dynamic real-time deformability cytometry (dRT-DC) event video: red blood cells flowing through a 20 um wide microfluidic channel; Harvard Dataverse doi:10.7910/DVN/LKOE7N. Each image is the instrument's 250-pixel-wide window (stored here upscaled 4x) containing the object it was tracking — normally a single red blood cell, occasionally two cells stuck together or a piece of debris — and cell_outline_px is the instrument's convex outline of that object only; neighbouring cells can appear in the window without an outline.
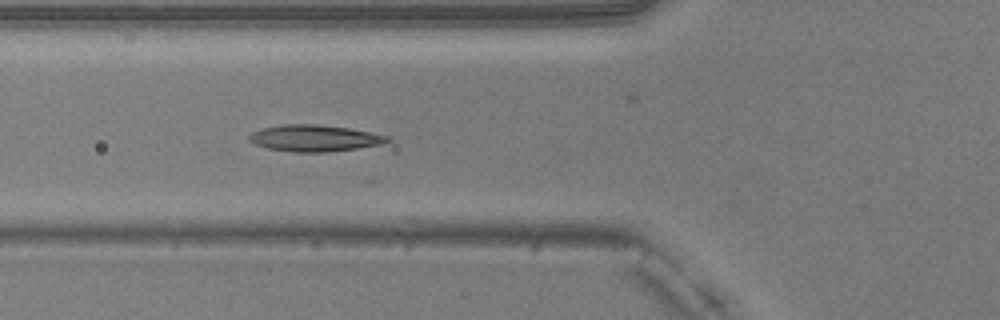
{"species": "common noctule bat (a hibernating species)", "species_latin": "Nyctalus noctula", "temperature_condition": "warm", "stored_images_in_passage": 12, "camera_frame_rate_fps": 3000, "um_per_image_px": 0.085, "animal": {"sex": "male", "body_mass_g": 20.5, "forearm_length_mm": 52.5}, "frame": {"image": 1, "passage_image": 2, "time_ms": 0.333, "image_size_px": [1000, 320], "cell_outline_px": [[392, 140], [380, 144], [356, 148], [328, 152], [292, 152], [268, 148], [256, 144], [248, 140], [248, 136], [252, 132], [264, 128], [284, 124], [316, 124], [348, 128], [388, 136]], "centroid_in_image_um": [26.71, 11.74], "position_along_channel_um": 99.1, "area_um2": 21.1}}
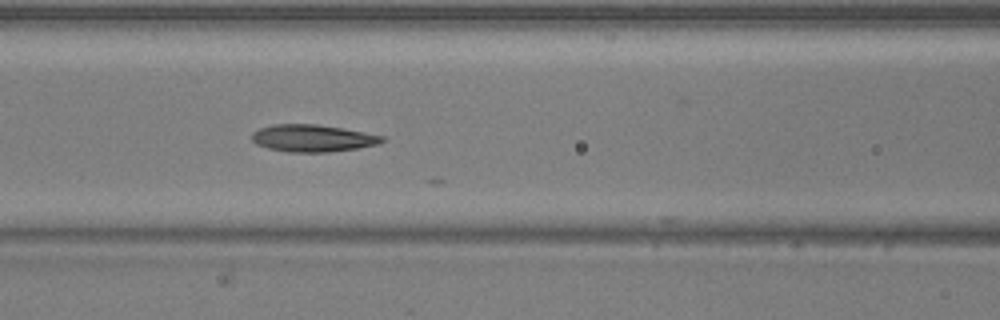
{"frame": {"image": 2, "passage_image": 5, "time_ms": 1.333, "image_size_px": [1000, 320], "cell_outline_px": [[384, 140], [380, 144], [360, 148], [328, 152], [288, 152], [268, 148], [256, 144], [252, 140], [252, 132], [260, 128], [272, 124], [316, 124], [344, 128], [384, 136]], "centroid_in_image_um": [26.59, 11.74], "position_along_channel_um": 140.0, "area_um2": 20.75}}